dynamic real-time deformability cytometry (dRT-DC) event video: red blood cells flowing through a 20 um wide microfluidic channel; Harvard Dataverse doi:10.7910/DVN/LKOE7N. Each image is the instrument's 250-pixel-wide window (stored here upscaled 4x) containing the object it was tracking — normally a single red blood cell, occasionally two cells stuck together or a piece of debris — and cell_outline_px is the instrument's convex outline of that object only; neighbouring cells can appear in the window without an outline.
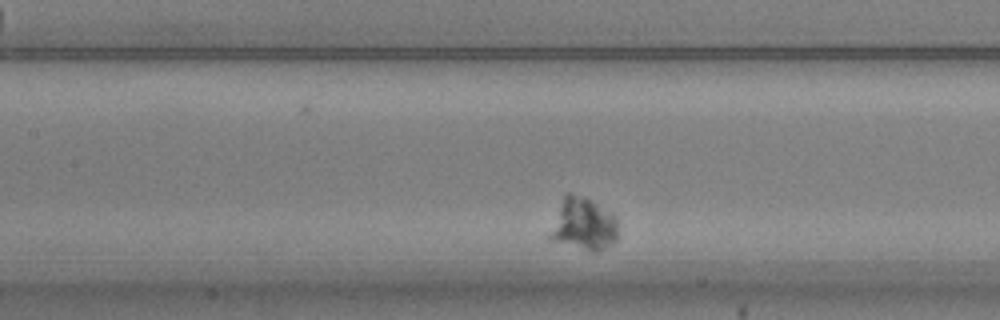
{"species": "common noctule bat (a hibernating species)", "species_latin": "Nyctalus noctula", "temperature_condition": "warm", "stored_images_in_passage": 35, "camera_frame_rate_fps": 3000, "um_per_image_px": 0.085, "animal": {"sex": "male", "body_mass_g": 20.5, "forearm_length_mm": 52.5}, "frame": {"image": 1, "passage_image": 12, "time_ms": 3.667, "image_size_px": [1000, 320], "cell_outline_px": [[616, 240], [600, 252], [592, 252], [552, 240], [548, 236], [564, 196], [568, 192], [584, 196], [612, 212], [616, 216]], "centroid_in_image_um": [49.62, 19.06], "position_along_channel_um": 157.8, "area_um2": 20.52}}
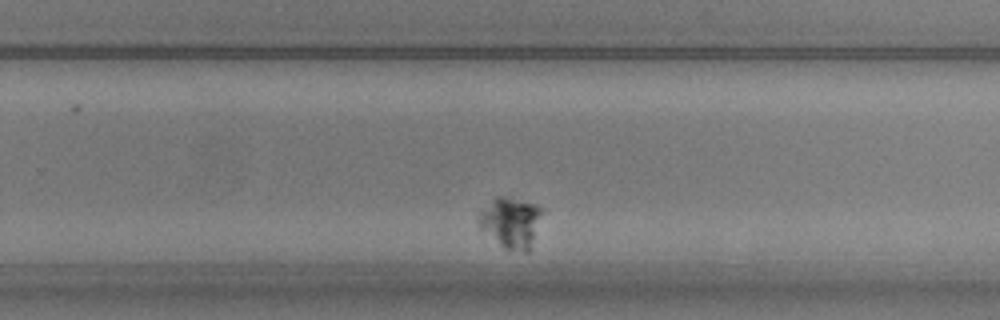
{"frame": {"image": 2, "passage_image": 25, "time_ms": 8.0, "image_size_px": [1000, 320], "cell_outline_px": [[544, 212], [528, 252], [524, 252], [504, 248], [480, 228], [476, 220], [480, 212], [496, 196], [504, 196], [536, 204], [544, 208]], "centroid_in_image_um": [43.44, 18.89], "position_along_channel_um": 286.4, "area_um2": 18.67}}
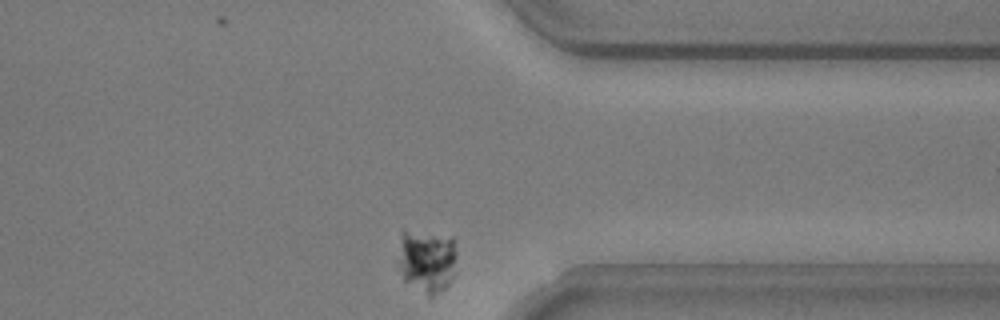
{"frame": {"image": 3, "passage_image": 34, "time_ms": 11.0, "image_size_px": [1000, 320], "cell_outline_px": [[456, 256], [452, 276], [448, 284], [444, 288], [432, 296], [428, 296], [404, 280], [400, 264], [400, 228], [404, 228], [452, 236], [456, 252]], "centroid_in_image_um": [36.28, 22.09], "position_along_channel_um": 375.1, "area_um2": 21.62}}